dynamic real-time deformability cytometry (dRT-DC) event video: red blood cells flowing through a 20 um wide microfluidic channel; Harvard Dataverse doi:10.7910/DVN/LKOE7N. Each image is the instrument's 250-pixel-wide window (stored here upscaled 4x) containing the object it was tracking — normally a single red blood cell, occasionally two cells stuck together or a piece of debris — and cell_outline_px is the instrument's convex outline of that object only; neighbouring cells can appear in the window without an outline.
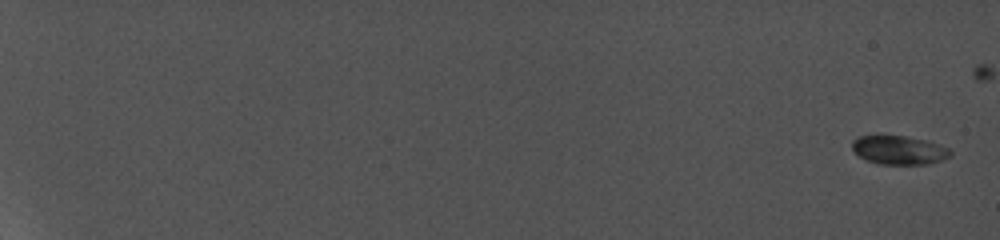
{"species": "common noctule bat (a hibernating species)", "species_latin": "Nyctalus noctula", "temperature_condition": "cold", "stored_images_in_passage": 15, "camera_frame_rate_fps": 5000, "um_per_image_px": 0.085, "animal": {"sex": "female", "body_mass_g": 19.0, "forearm_length_mm": 56.7}, "frame": {"image": 1, "passage_image": 1, "time_ms": 0.0, "image_size_px": [1000, 240], "cell_outline_px": [[952, 156], [928, 164], [880, 164], [868, 160], [860, 156], [852, 148], [852, 140], [860, 136], [904, 136], [928, 140], [948, 148], [952, 152]], "centroid_in_image_um": [76.45, 12.75], "position_along_channel_um": 8.5, "area_um2": 16.3}}
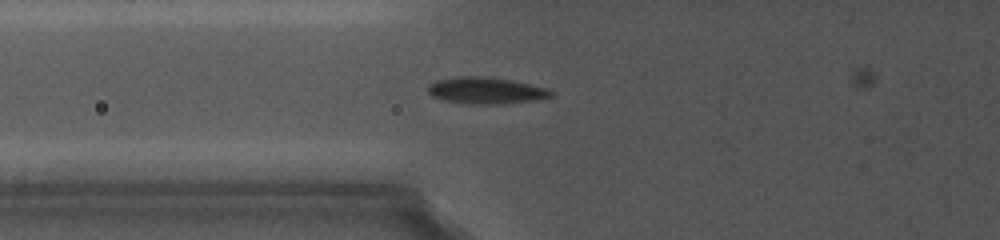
{"frame": {"image": 2, "passage_image": 11, "time_ms": 9.0, "image_size_px": [1000, 240], "cell_outline_px": [[556, 92], [552, 96], [532, 100], [500, 104], [468, 104], [444, 100], [432, 96], [428, 92], [428, 84], [436, 80], [456, 76], [480, 76], [512, 80], [548, 88]], "centroid_in_image_um": [41.29, 7.69], "position_along_channel_um": 84.5, "area_um2": 19.13}}
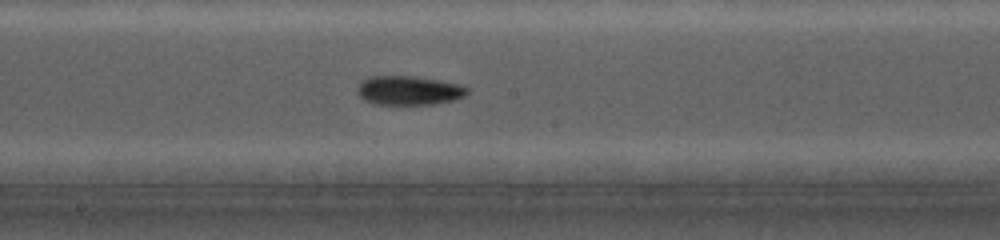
{"frame": {"image": 3, "passage_image": 15, "time_ms": 12.4, "image_size_px": [1000, 240], "cell_outline_px": [[468, 92], [464, 96], [456, 100], [432, 104], [376, 104], [364, 100], [356, 92], [356, 88], [360, 80], [372, 76], [412, 76], [460, 84], [468, 88]], "centroid_in_image_um": [34.72, 7.69], "position_along_channel_um": 213.5, "area_um2": 18.67}}